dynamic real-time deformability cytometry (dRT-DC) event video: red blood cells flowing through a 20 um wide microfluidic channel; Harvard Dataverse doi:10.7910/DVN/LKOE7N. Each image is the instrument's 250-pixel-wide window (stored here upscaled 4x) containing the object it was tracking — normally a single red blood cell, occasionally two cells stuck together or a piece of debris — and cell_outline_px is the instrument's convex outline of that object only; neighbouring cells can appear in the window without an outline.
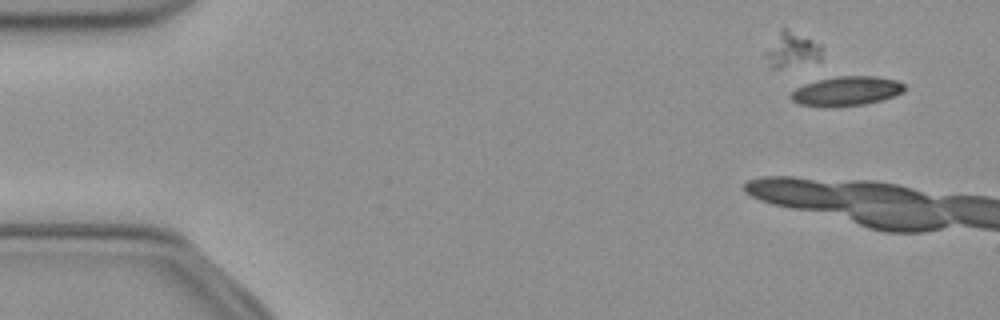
{"species": "common noctule bat (a hibernating species)", "species_latin": "Nyctalus noctula", "temperature_condition": "cold", "stored_images_in_passage": 8, "camera_frame_rate_fps": 3000, "um_per_image_px": 0.085, "animal": {"sex": "female", "body_mass_g": 21.9}, "frame": {"image": 1, "passage_image": 1, "time_ms": 0.0, "image_size_px": [1000, 320], "cell_outline_px": [[904, 92], [884, 100], [864, 104], [832, 108], [824, 108], [800, 104], [792, 100], [788, 96], [796, 88], [804, 84], [816, 80], [836, 76], [876, 76], [896, 80], [904, 84]], "centroid_in_image_um": [71.93, 7.76], "position_along_channel_um": 13.1, "area_um2": 19.83}}